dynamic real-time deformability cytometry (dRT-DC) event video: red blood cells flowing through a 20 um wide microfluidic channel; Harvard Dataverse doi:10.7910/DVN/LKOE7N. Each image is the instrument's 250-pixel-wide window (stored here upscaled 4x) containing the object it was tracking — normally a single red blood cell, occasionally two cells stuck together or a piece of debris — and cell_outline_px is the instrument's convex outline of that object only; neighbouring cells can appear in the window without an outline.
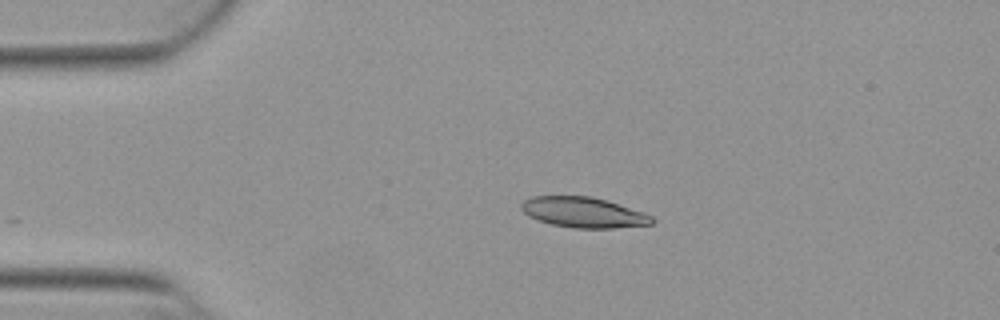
{"species": "Egyptian fruit bat (a non-hibernating species)", "species_latin": "Rousettus aegyptiacus", "temperature_condition": "warm", "stored_images_in_passage": 42, "camera_frame_rate_fps": 3000, "um_per_image_px": 0.085, "animal": {"sex": "female"}, "frame": {"image": 1, "passage_image": 1, "time_ms": 0.0, "image_size_px": [1000, 320], "cell_outline_px": [[656, 220], [652, 224], [612, 228], [572, 228], [552, 224], [528, 216], [520, 208], [520, 204], [524, 200], [532, 196], [592, 196], [608, 200], [644, 212], [652, 216]], "centroid_in_image_um": [49.61, 18.04], "position_along_channel_um": 35.4, "area_um2": 23.29}}
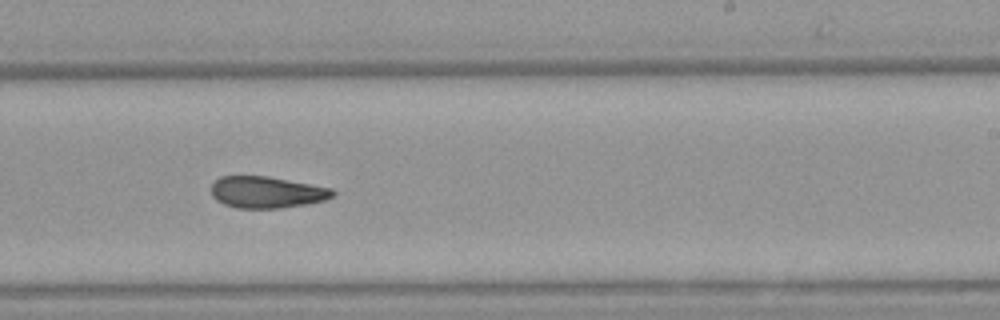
{"frame": {"image": 2, "passage_image": 22, "time_ms": 7.0, "image_size_px": [1000, 320], "cell_outline_px": [[336, 196], [324, 200], [304, 204], [280, 208], [236, 208], [224, 204], [216, 200], [212, 196], [212, 184], [220, 176], [268, 176], [312, 184], [332, 188], [336, 192]], "centroid_in_image_um": [22.69, 16.33], "position_along_channel_um": 266.3, "area_um2": 22.43}}
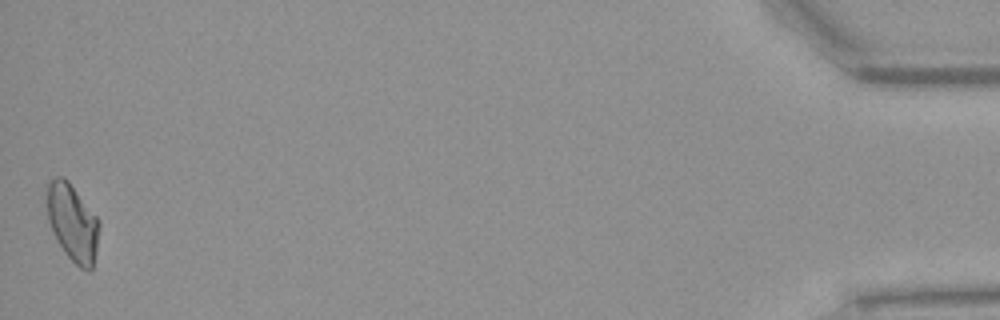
{"frame": {"image": 3, "passage_image": 42, "time_ms": 13.667, "image_size_px": [1000, 320], "cell_outline_px": [[100, 224], [96, 248], [92, 268], [88, 272], [80, 268], [64, 252], [48, 220], [44, 192], [44, 188], [56, 176], [64, 176], [68, 180], [100, 220]], "centroid_in_image_um": [6.14, 18.86], "position_along_channel_um": 429.1, "area_um2": 23.64}, "authors_computed_cell_mechanics": {"area_um2": 23.0911, "velocity_mm_per_s": 3.8833, "shape_relaxation_time_tau1_ms": null, "shape_relaxation_time_tau2_ms": 5.3565, "deformation_change_tau1": null, "deformation_change_tau2": 0.1325}}